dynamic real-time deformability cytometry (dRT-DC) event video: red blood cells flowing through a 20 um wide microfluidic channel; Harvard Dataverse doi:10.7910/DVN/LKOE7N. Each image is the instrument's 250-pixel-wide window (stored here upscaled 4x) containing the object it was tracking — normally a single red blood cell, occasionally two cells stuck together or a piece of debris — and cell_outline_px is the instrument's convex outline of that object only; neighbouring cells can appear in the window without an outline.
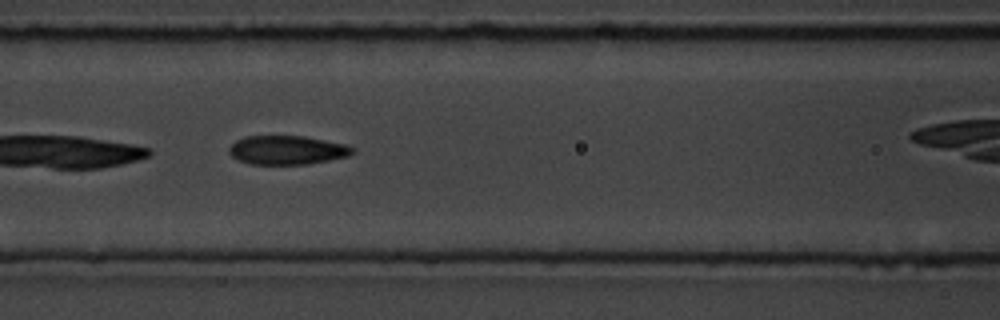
{"species": "common noctule bat (a hibernating species)", "species_latin": "Nyctalus noctula", "temperature_condition": "room temperature", "stored_images_in_passage": 18, "camera_frame_rate_fps": 3000, "um_per_image_px": 0.085, "animal": {"sex": "male", "body_mass_g": 19.5, "forearm_length_mm": 54.6}, "frame": {"image": 1, "passage_image": 8, "time_ms": 7.667, "image_size_px": [1000, 320], "cell_outline_px": [[356, 152], [348, 156], [308, 164], [252, 164], [240, 160], [232, 156], [228, 152], [228, 148], [236, 140], [244, 136], [304, 136], [344, 144], [356, 148]], "centroid_in_image_um": [24.41, 12.75], "position_along_channel_um": 142.2, "area_um2": 20.75}, "authors_computed_cell_mechanics": {"area_um2": 22.7443, "velocity_mm_per_s": 3.6334, "shape_relaxation_time_tau1_ms": 3.2774, "shape_relaxation_time_tau2_ms": 2.3815, "deformation_change_tau1": 0.1242, "deformation_change_tau2": 0.0648}}